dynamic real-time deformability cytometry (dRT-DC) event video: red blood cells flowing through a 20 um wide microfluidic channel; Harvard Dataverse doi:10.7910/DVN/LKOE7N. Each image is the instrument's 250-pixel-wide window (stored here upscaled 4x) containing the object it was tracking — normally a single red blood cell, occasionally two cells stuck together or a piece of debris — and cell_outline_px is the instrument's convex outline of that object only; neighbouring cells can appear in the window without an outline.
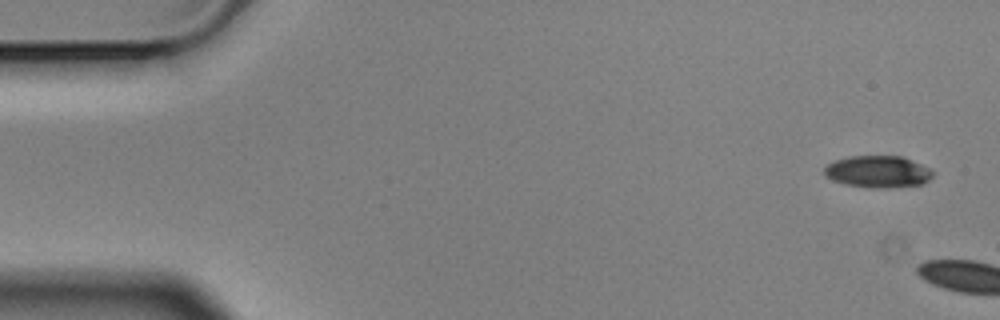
{"species": "Egyptian fruit bat (a non-hibernating species)", "species_latin": "Rousettus aegyptiacus", "temperature_condition": "cold", "stored_images_in_passage": 5, "camera_frame_rate_fps": 3000, "um_per_image_px": 0.085, "animal": {"sex": "male"}, "frame": {"image": 1, "passage_image": 1, "time_ms": 0.0, "image_size_px": [1000, 320], "cell_outline_px": [[932, 176], [928, 180], [920, 184], [892, 188], [868, 188], [844, 184], [832, 180], [824, 176], [824, 168], [828, 164], [836, 160], [848, 156], [900, 156], [920, 164], [928, 168], [932, 172]], "centroid_in_image_um": [74.56, 14.6], "position_along_channel_um": 10.4, "area_um2": 20.11}}
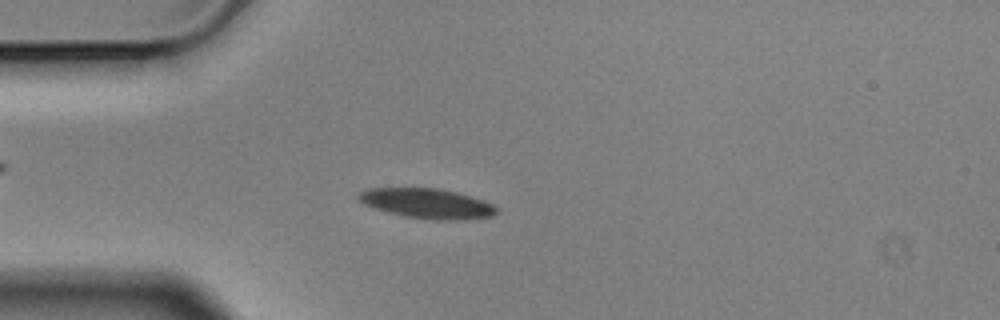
{"frame": {"image": 2, "passage_image": 5, "time_ms": 1.333, "image_size_px": [1000, 320], "cell_outline_px": [[500, 212], [492, 216], [464, 220], [436, 220], [404, 216], [388, 212], [364, 204], [356, 196], [360, 192], [368, 188], [436, 188], [456, 192], [484, 200], [492, 204]], "centroid_in_image_um": [36.33, 17.3], "position_along_channel_um": 48.7, "area_um2": 23.99}}